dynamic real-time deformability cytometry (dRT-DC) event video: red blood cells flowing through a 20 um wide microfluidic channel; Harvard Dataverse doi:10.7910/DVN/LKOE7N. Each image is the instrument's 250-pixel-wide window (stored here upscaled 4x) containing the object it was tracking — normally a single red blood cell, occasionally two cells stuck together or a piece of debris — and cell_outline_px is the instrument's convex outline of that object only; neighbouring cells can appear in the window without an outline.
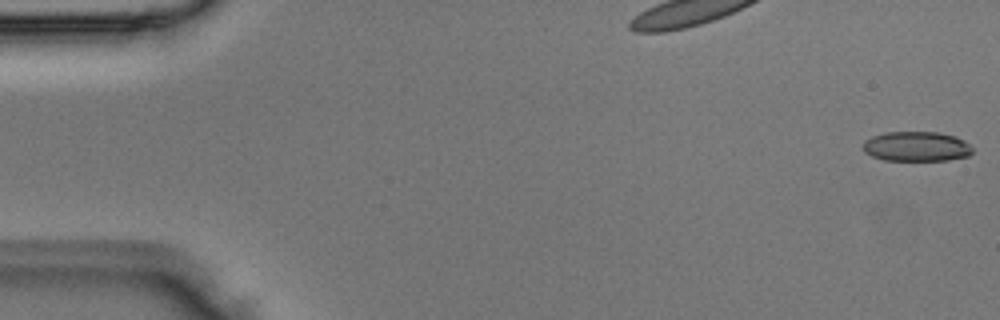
{"species": "Egyptian fruit bat (a non-hibernating species)", "species_latin": "Rousettus aegyptiacus", "temperature_condition": "room temperature", "stored_images_in_passage": 4, "segment_of_instrument_passage": [2, 2], "camera_frame_rate_fps": 3000, "um_per_image_px": 0.085, "animal": {"sex": "male"}, "frame": {"image": 1, "passage_image": 4, "time_ms": 1.0, "image_size_px": [1000, 320], "cell_outline_px": [[972, 152], [968, 156], [948, 160], [884, 160], [872, 156], [864, 152], [864, 140], [872, 136], [884, 132], [940, 132], [956, 136], [964, 140], [972, 148]], "centroid_in_image_um": [77.9, 12.44], "position_along_channel_um": 7.1, "area_um2": 19.07}}